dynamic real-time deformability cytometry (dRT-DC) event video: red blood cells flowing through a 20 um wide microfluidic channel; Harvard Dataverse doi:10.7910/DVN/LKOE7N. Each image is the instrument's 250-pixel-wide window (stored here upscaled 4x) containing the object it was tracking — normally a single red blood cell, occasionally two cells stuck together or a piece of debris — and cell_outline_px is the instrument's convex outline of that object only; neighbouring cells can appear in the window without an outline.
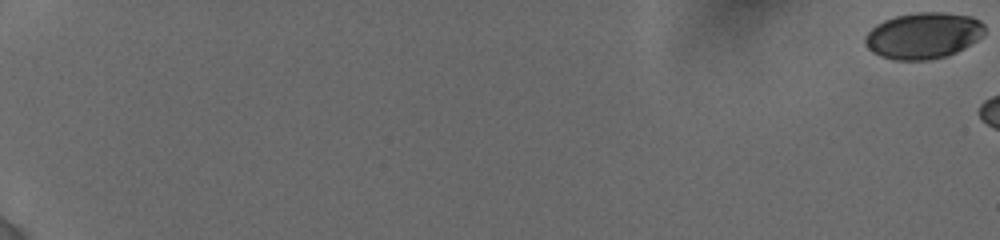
{"species": "human", "species_latin": "Homo sapiens", "temperature_condition": "cold", "stored_images_in_passage": 10, "camera_frame_rate_fps": 3000, "um_per_image_px": 0.085, "donor": {"sex": "female"}, "frame": {"image": 1, "passage_image": 1, "time_ms": 0.0, "image_size_px": [1000, 240], "cell_outline_px": [[984, 36], [964, 48], [956, 52], [944, 56], [928, 60], [896, 60], [880, 56], [872, 52], [868, 48], [864, 40], [864, 36], [876, 24], [884, 20], [896, 16], [920, 12], [944, 12], [972, 16], [980, 20], [984, 24]], "centroid_in_image_um": [78.49, 3.02], "position_along_channel_um": 6.5, "area_um2": 32.31}}